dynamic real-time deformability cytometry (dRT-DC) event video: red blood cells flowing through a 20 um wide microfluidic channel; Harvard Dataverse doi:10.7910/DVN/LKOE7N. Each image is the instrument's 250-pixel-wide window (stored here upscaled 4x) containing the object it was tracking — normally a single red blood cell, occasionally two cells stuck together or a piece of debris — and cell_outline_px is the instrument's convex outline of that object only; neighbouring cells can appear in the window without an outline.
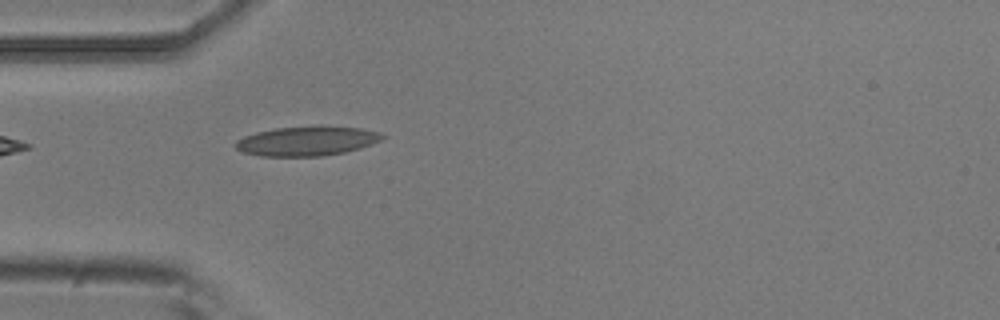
{"species": "common noctule bat (a hibernating species)", "species_latin": "Nyctalus noctula", "temperature_condition": "room temperature", "stored_images_in_passage": 5, "camera_frame_rate_fps": 3000, "um_per_image_px": 0.085, "animal": {"sex": "male", "body_mass_g": 20.5, "forearm_length_mm": 52.5}, "frame": {"image": 1, "passage_image": 5, "time_ms": 1.333, "image_size_px": [1000, 320], "cell_outline_px": [[388, 136], [372, 144], [360, 148], [344, 152], [320, 156], [260, 156], [244, 152], [236, 148], [232, 144], [236, 140], [244, 136], [256, 132], [276, 128], [320, 124], [324, 124], [360, 128], [380, 132]], "centroid_in_image_um": [26.11, 11.96], "position_along_channel_um": 58.9, "area_um2": 25.78}}